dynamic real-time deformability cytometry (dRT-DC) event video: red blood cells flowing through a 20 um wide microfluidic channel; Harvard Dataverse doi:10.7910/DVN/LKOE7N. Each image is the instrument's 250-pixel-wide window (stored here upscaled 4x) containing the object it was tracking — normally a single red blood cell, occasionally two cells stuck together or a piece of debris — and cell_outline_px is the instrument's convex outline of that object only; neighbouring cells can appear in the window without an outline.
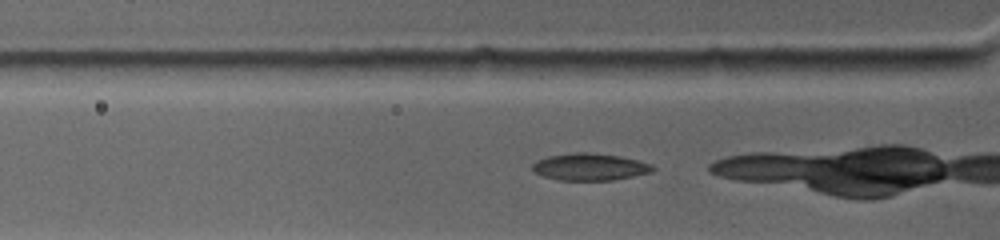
{"species": "common noctule bat (a hibernating species)", "species_latin": "Nyctalus noctula", "temperature_condition": "warm", "stored_images_in_passage": 53, "camera_frame_rate_fps": 4500, "um_per_image_px": 0.085, "animal": {"sex": "female", "body_mass_g": 19.0, "forearm_length_mm": 53.3}, "frame": {"image": 1, "passage_image": 6, "time_ms": 0.667, "image_size_px": [1000, 240], "cell_outline_px": [[656, 168], [652, 172], [612, 180], [556, 180], [544, 176], [536, 172], [532, 168], [532, 164], [536, 160], [548, 156], [572, 152], [592, 152], [620, 156], [652, 164]], "centroid_in_image_um": [50.13, 14.17], "position_along_channel_um": 75.7, "area_um2": 19.02}}
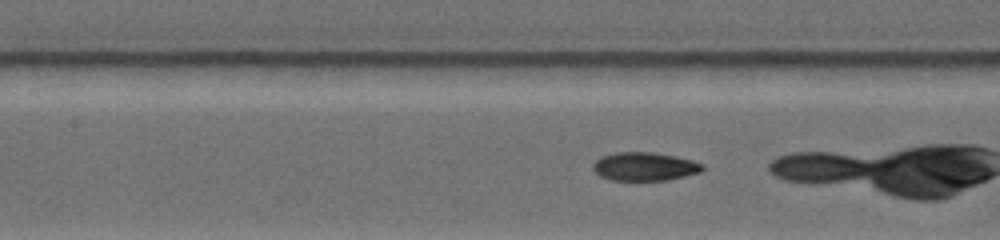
{"frame": {"image": 2, "passage_image": 17, "time_ms": 2.667, "image_size_px": [1000, 240], "cell_outline_px": [[704, 168], [700, 172], [668, 180], [612, 180], [600, 176], [592, 168], [592, 164], [596, 160], [604, 156], [616, 152], [656, 152], [676, 156], [692, 160], [704, 164]], "centroid_in_image_um": [54.81, 14.15], "position_along_channel_um": 152.6, "area_um2": 18.15}}
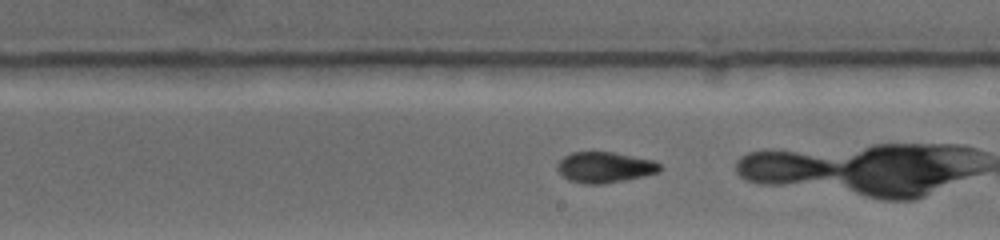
{"frame": {"image": 3, "passage_image": 34, "time_ms": 4.889, "image_size_px": [1000, 240], "cell_outline_px": [[660, 168], [656, 172], [644, 176], [604, 184], [584, 184], [568, 180], [556, 168], [556, 164], [564, 156], [572, 152], [612, 152], [652, 160], [660, 164]], "centroid_in_image_um": [51.35, 14.22], "position_along_channel_um": 237.6, "area_um2": 18.21}}